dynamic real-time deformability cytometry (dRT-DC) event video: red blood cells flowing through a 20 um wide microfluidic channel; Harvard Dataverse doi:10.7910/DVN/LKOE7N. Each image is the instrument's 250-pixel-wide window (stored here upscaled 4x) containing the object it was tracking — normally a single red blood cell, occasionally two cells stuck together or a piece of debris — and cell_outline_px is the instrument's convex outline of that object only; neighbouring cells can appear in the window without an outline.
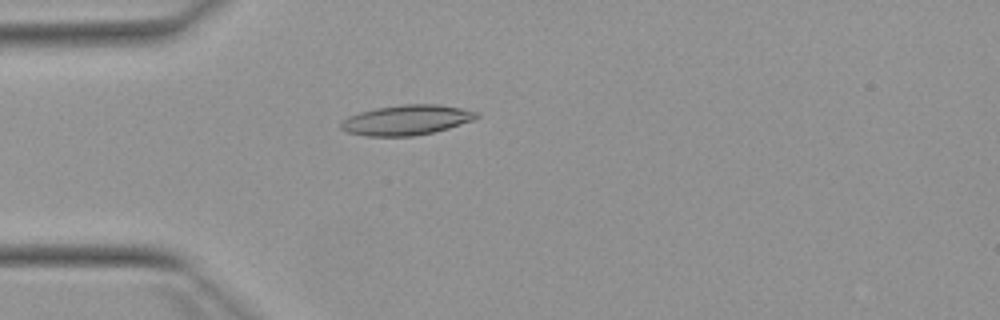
{"species": "Egyptian fruit bat (a non-hibernating species)", "species_latin": "Rousettus aegyptiacus", "temperature_condition": "warm", "stored_images_in_passage": 42, "camera_frame_rate_fps": 3000, "um_per_image_px": 0.085, "animal": {"sex": "female"}, "frame": {"image": 1, "passage_image": 5, "time_ms": 1.333, "image_size_px": [1000, 320], "cell_outline_px": [[480, 116], [472, 120], [448, 128], [432, 132], [412, 136], [368, 136], [348, 132], [340, 128], [340, 124], [348, 116], [360, 112], [376, 108], [404, 104], [436, 104], [460, 108], [480, 112]], "centroid_in_image_um": [34.56, 10.19], "position_along_channel_um": 50.4, "area_um2": 23.52}}
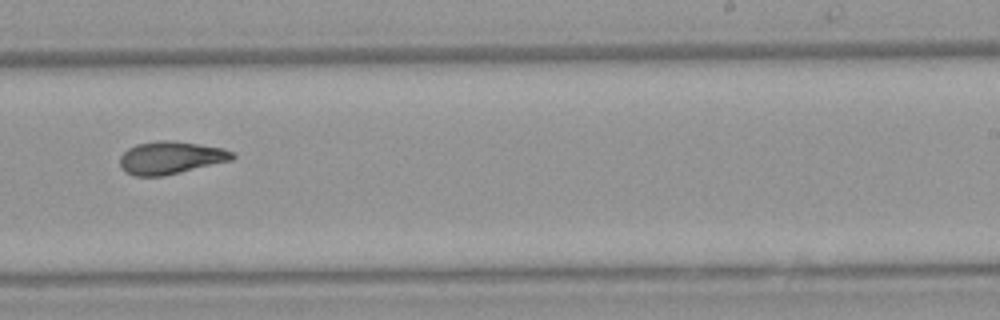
{"frame": {"image": 2, "passage_image": 23, "time_ms": 7.333, "image_size_px": [1000, 320], "cell_outline_px": [[236, 156], [232, 160], [164, 176], [136, 176], [124, 172], [120, 168], [120, 156], [128, 148], [136, 144], [160, 140], [172, 140], [224, 148], [232, 152]], "centroid_in_image_um": [14.49, 13.41], "position_along_channel_um": 274.5, "area_um2": 21.5}}
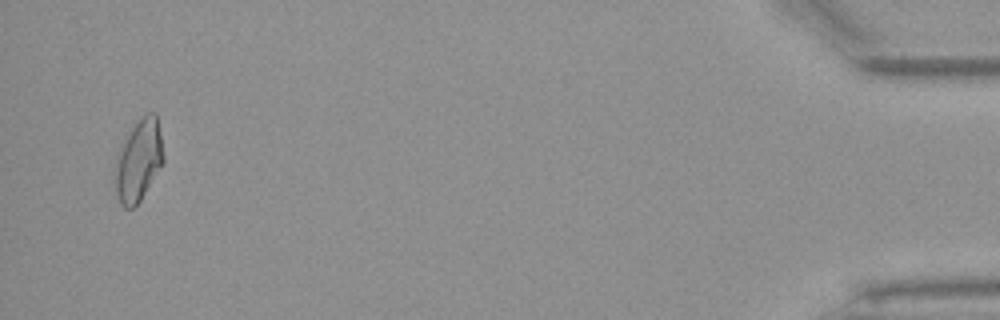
{"frame": {"image": 3, "passage_image": 41, "time_ms": 13.333, "image_size_px": [1000, 320], "cell_outline_px": [[164, 160], [140, 200], [132, 208], [124, 208], [120, 204], [116, 192], [112, 176], [120, 144], [136, 120], [148, 112], [156, 112], [164, 156]], "centroid_in_image_um": [11.73, 13.61], "position_along_channel_um": 423.5, "area_um2": 23.24}, "authors_computed_cell_mechanics": {"area_um2": 21.5594, "velocity_mm_per_s": 3.9129, "shape_relaxation_time_tau1_ms": 10.1412, "shape_relaxation_time_tau2_ms": 3.1965, "deformation_change_tau1": 0.2489, "deformation_change_tau2": 0.1066}}